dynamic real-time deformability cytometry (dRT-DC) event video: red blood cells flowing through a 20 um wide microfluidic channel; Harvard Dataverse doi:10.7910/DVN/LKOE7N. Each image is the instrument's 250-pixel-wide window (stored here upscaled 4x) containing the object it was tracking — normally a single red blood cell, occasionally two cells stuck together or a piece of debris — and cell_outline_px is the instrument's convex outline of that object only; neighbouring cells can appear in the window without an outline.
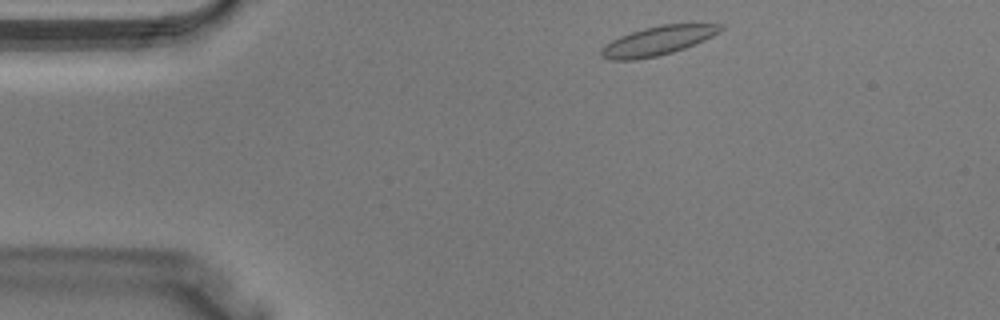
{"species": "Egyptian fruit bat (a non-hibernating species)", "species_latin": "Rousettus aegyptiacus", "temperature_condition": "warm", "stored_images_in_passage": 33, "camera_frame_rate_fps": 3000, "um_per_image_px": 0.085, "animal": {"sex": "male"}, "frame": {"image": 1, "passage_image": 1, "time_ms": 0.0, "image_size_px": [1000, 320], "cell_outline_px": [[724, 28], [720, 32], [704, 40], [684, 48], [672, 52], [656, 56], [636, 60], [608, 60], [600, 56], [600, 52], [604, 44], [620, 36], [644, 28], [660, 24], [724, 24]], "centroid_in_image_um": [55.89, 3.47], "position_along_channel_um": 29.1, "area_um2": 20.17}}
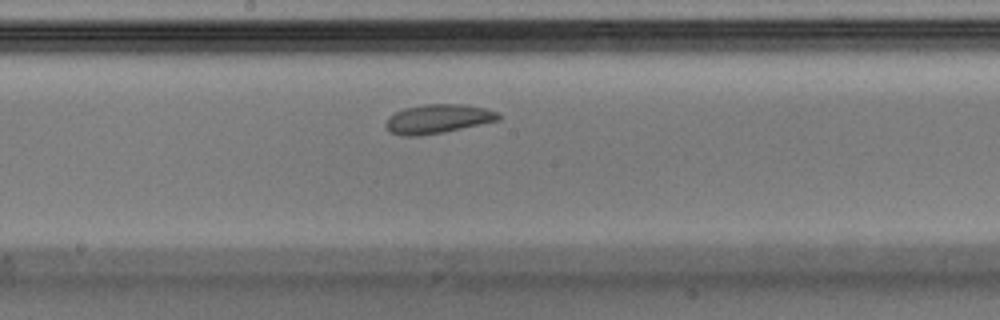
{"frame": {"image": 2, "passage_image": 15, "time_ms": 4.667, "image_size_px": [1000, 320], "cell_outline_px": [[500, 120], [444, 132], [420, 136], [400, 136], [392, 132], [384, 124], [388, 116], [404, 108], [424, 104], [464, 104], [484, 108], [496, 112], [500, 116]], "centroid_in_image_um": [37.19, 10.1], "position_along_channel_um": 211.0, "area_um2": 19.07}}
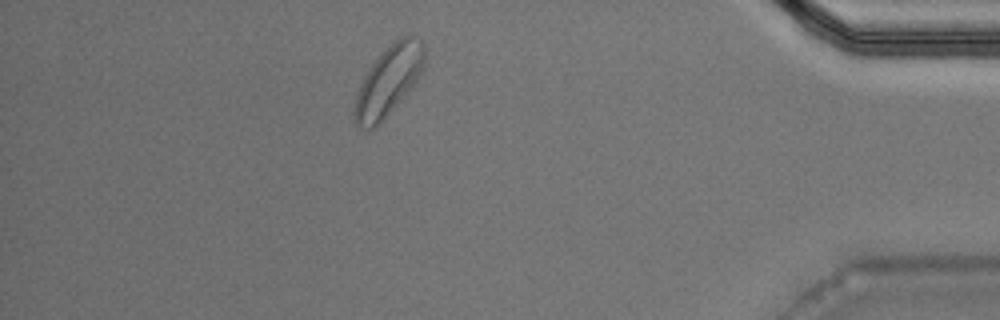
{"frame": {"image": 3, "passage_image": 29, "time_ms": 9.333, "image_size_px": [1000, 320], "cell_outline_px": [[424, 60], [420, 72], [412, 84], [400, 100], [380, 124], [372, 128], [360, 128], [356, 124], [356, 96], [360, 84], [368, 68], [400, 36], [412, 36], [420, 40], [424, 44]], "centroid_in_image_um": [33.02, 6.87], "position_along_channel_um": 402.2, "area_um2": 27.05}}